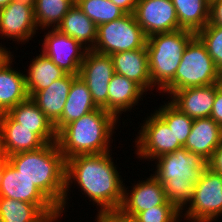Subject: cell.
<instances>
[{
    "instance_id": "6",
    "label": "cell",
    "mask_w": 222,
    "mask_h": 222,
    "mask_svg": "<svg viewBox=\"0 0 222 222\" xmlns=\"http://www.w3.org/2000/svg\"><path fill=\"white\" fill-rule=\"evenodd\" d=\"M222 73L215 66L206 46L195 36L186 46L174 79L159 93L169 96L184 88L207 86L219 83Z\"/></svg>"
},
{
    "instance_id": "40",
    "label": "cell",
    "mask_w": 222,
    "mask_h": 222,
    "mask_svg": "<svg viewBox=\"0 0 222 222\" xmlns=\"http://www.w3.org/2000/svg\"><path fill=\"white\" fill-rule=\"evenodd\" d=\"M22 3V6L35 7L36 0H13Z\"/></svg>"
},
{
    "instance_id": "19",
    "label": "cell",
    "mask_w": 222,
    "mask_h": 222,
    "mask_svg": "<svg viewBox=\"0 0 222 222\" xmlns=\"http://www.w3.org/2000/svg\"><path fill=\"white\" fill-rule=\"evenodd\" d=\"M6 113L22 127L31 129L46 144L57 141L54 125L30 97L12 107Z\"/></svg>"
},
{
    "instance_id": "33",
    "label": "cell",
    "mask_w": 222,
    "mask_h": 222,
    "mask_svg": "<svg viewBox=\"0 0 222 222\" xmlns=\"http://www.w3.org/2000/svg\"><path fill=\"white\" fill-rule=\"evenodd\" d=\"M180 218L175 206H156L140 212L131 222H180Z\"/></svg>"
},
{
    "instance_id": "43",
    "label": "cell",
    "mask_w": 222,
    "mask_h": 222,
    "mask_svg": "<svg viewBox=\"0 0 222 222\" xmlns=\"http://www.w3.org/2000/svg\"><path fill=\"white\" fill-rule=\"evenodd\" d=\"M13 0H0V9L3 7H6L8 4H10Z\"/></svg>"
},
{
    "instance_id": "21",
    "label": "cell",
    "mask_w": 222,
    "mask_h": 222,
    "mask_svg": "<svg viewBox=\"0 0 222 222\" xmlns=\"http://www.w3.org/2000/svg\"><path fill=\"white\" fill-rule=\"evenodd\" d=\"M146 92L135 81L115 73L108 86V112L118 120L123 112L132 110Z\"/></svg>"
},
{
    "instance_id": "36",
    "label": "cell",
    "mask_w": 222,
    "mask_h": 222,
    "mask_svg": "<svg viewBox=\"0 0 222 222\" xmlns=\"http://www.w3.org/2000/svg\"><path fill=\"white\" fill-rule=\"evenodd\" d=\"M207 164L213 171L222 174V140Z\"/></svg>"
},
{
    "instance_id": "29",
    "label": "cell",
    "mask_w": 222,
    "mask_h": 222,
    "mask_svg": "<svg viewBox=\"0 0 222 222\" xmlns=\"http://www.w3.org/2000/svg\"><path fill=\"white\" fill-rule=\"evenodd\" d=\"M74 4V0H36L34 18L38 29L57 28Z\"/></svg>"
},
{
    "instance_id": "13",
    "label": "cell",
    "mask_w": 222,
    "mask_h": 222,
    "mask_svg": "<svg viewBox=\"0 0 222 222\" xmlns=\"http://www.w3.org/2000/svg\"><path fill=\"white\" fill-rule=\"evenodd\" d=\"M45 34L42 53L66 74L79 76L80 67L88 49L56 28H51Z\"/></svg>"
},
{
    "instance_id": "9",
    "label": "cell",
    "mask_w": 222,
    "mask_h": 222,
    "mask_svg": "<svg viewBox=\"0 0 222 222\" xmlns=\"http://www.w3.org/2000/svg\"><path fill=\"white\" fill-rule=\"evenodd\" d=\"M0 197L37 205L53 222L61 217L59 209L25 176L7 161L0 172Z\"/></svg>"
},
{
    "instance_id": "34",
    "label": "cell",
    "mask_w": 222,
    "mask_h": 222,
    "mask_svg": "<svg viewBox=\"0 0 222 222\" xmlns=\"http://www.w3.org/2000/svg\"><path fill=\"white\" fill-rule=\"evenodd\" d=\"M209 23L222 26V0H210Z\"/></svg>"
},
{
    "instance_id": "18",
    "label": "cell",
    "mask_w": 222,
    "mask_h": 222,
    "mask_svg": "<svg viewBox=\"0 0 222 222\" xmlns=\"http://www.w3.org/2000/svg\"><path fill=\"white\" fill-rule=\"evenodd\" d=\"M115 73L139 84L147 94L152 89L146 46L141 49L118 52L110 55Z\"/></svg>"
},
{
    "instance_id": "11",
    "label": "cell",
    "mask_w": 222,
    "mask_h": 222,
    "mask_svg": "<svg viewBox=\"0 0 222 222\" xmlns=\"http://www.w3.org/2000/svg\"><path fill=\"white\" fill-rule=\"evenodd\" d=\"M125 187L122 204L115 214L119 219L131 222L140 212L156 206H174L166 200L163 184L152 174L146 180L134 184L130 191Z\"/></svg>"
},
{
    "instance_id": "25",
    "label": "cell",
    "mask_w": 222,
    "mask_h": 222,
    "mask_svg": "<svg viewBox=\"0 0 222 222\" xmlns=\"http://www.w3.org/2000/svg\"><path fill=\"white\" fill-rule=\"evenodd\" d=\"M60 32L67 34L92 50L97 40L98 26L75 3L57 26Z\"/></svg>"
},
{
    "instance_id": "15",
    "label": "cell",
    "mask_w": 222,
    "mask_h": 222,
    "mask_svg": "<svg viewBox=\"0 0 222 222\" xmlns=\"http://www.w3.org/2000/svg\"><path fill=\"white\" fill-rule=\"evenodd\" d=\"M36 30L40 29L35 22L33 7L22 6V3L12 1L0 9V36L2 39L11 38L9 40L25 44V41L28 42L35 36Z\"/></svg>"
},
{
    "instance_id": "41",
    "label": "cell",
    "mask_w": 222,
    "mask_h": 222,
    "mask_svg": "<svg viewBox=\"0 0 222 222\" xmlns=\"http://www.w3.org/2000/svg\"><path fill=\"white\" fill-rule=\"evenodd\" d=\"M6 162H7V155L3 151H0V172H1L3 165Z\"/></svg>"
},
{
    "instance_id": "35",
    "label": "cell",
    "mask_w": 222,
    "mask_h": 222,
    "mask_svg": "<svg viewBox=\"0 0 222 222\" xmlns=\"http://www.w3.org/2000/svg\"><path fill=\"white\" fill-rule=\"evenodd\" d=\"M210 117L222 126V85L216 90L215 100Z\"/></svg>"
},
{
    "instance_id": "17",
    "label": "cell",
    "mask_w": 222,
    "mask_h": 222,
    "mask_svg": "<svg viewBox=\"0 0 222 222\" xmlns=\"http://www.w3.org/2000/svg\"><path fill=\"white\" fill-rule=\"evenodd\" d=\"M222 140V126L211 117L194 119L184 148L198 154L207 162Z\"/></svg>"
},
{
    "instance_id": "4",
    "label": "cell",
    "mask_w": 222,
    "mask_h": 222,
    "mask_svg": "<svg viewBox=\"0 0 222 222\" xmlns=\"http://www.w3.org/2000/svg\"><path fill=\"white\" fill-rule=\"evenodd\" d=\"M152 174L163 184L166 200L183 214V209L193 198L195 184L200 180L207 161L182 147L155 159Z\"/></svg>"
},
{
    "instance_id": "2",
    "label": "cell",
    "mask_w": 222,
    "mask_h": 222,
    "mask_svg": "<svg viewBox=\"0 0 222 222\" xmlns=\"http://www.w3.org/2000/svg\"><path fill=\"white\" fill-rule=\"evenodd\" d=\"M7 161L29 179L58 209L65 195L66 160L57 142L7 156Z\"/></svg>"
},
{
    "instance_id": "26",
    "label": "cell",
    "mask_w": 222,
    "mask_h": 222,
    "mask_svg": "<svg viewBox=\"0 0 222 222\" xmlns=\"http://www.w3.org/2000/svg\"><path fill=\"white\" fill-rule=\"evenodd\" d=\"M28 68L24 75L26 90L30 98L66 74L42 52L32 59Z\"/></svg>"
},
{
    "instance_id": "16",
    "label": "cell",
    "mask_w": 222,
    "mask_h": 222,
    "mask_svg": "<svg viewBox=\"0 0 222 222\" xmlns=\"http://www.w3.org/2000/svg\"><path fill=\"white\" fill-rule=\"evenodd\" d=\"M221 82L207 86L184 88L173 92L170 102L192 119L210 117L216 90Z\"/></svg>"
},
{
    "instance_id": "20",
    "label": "cell",
    "mask_w": 222,
    "mask_h": 222,
    "mask_svg": "<svg viewBox=\"0 0 222 222\" xmlns=\"http://www.w3.org/2000/svg\"><path fill=\"white\" fill-rule=\"evenodd\" d=\"M13 57L0 58V113L7 112L29 97L24 73L11 67Z\"/></svg>"
},
{
    "instance_id": "42",
    "label": "cell",
    "mask_w": 222,
    "mask_h": 222,
    "mask_svg": "<svg viewBox=\"0 0 222 222\" xmlns=\"http://www.w3.org/2000/svg\"><path fill=\"white\" fill-rule=\"evenodd\" d=\"M0 151H2V113H0Z\"/></svg>"
},
{
    "instance_id": "1",
    "label": "cell",
    "mask_w": 222,
    "mask_h": 222,
    "mask_svg": "<svg viewBox=\"0 0 222 222\" xmlns=\"http://www.w3.org/2000/svg\"><path fill=\"white\" fill-rule=\"evenodd\" d=\"M111 155L110 152L78 155L66 160V189L62 207L59 209L62 217L73 182L79 185L85 197L90 198L89 201L92 200L100 208L97 216L117 213L123 200L124 180L121 179Z\"/></svg>"
},
{
    "instance_id": "28",
    "label": "cell",
    "mask_w": 222,
    "mask_h": 222,
    "mask_svg": "<svg viewBox=\"0 0 222 222\" xmlns=\"http://www.w3.org/2000/svg\"><path fill=\"white\" fill-rule=\"evenodd\" d=\"M2 222H53L37 205L0 197Z\"/></svg>"
},
{
    "instance_id": "39",
    "label": "cell",
    "mask_w": 222,
    "mask_h": 222,
    "mask_svg": "<svg viewBox=\"0 0 222 222\" xmlns=\"http://www.w3.org/2000/svg\"><path fill=\"white\" fill-rule=\"evenodd\" d=\"M0 43V58H5V57H9L12 56L13 54H11L12 52H10V50H8V48H6L5 46Z\"/></svg>"
},
{
    "instance_id": "23",
    "label": "cell",
    "mask_w": 222,
    "mask_h": 222,
    "mask_svg": "<svg viewBox=\"0 0 222 222\" xmlns=\"http://www.w3.org/2000/svg\"><path fill=\"white\" fill-rule=\"evenodd\" d=\"M45 144L31 129L22 127L6 112L2 113V151L7 156L19 152L33 151Z\"/></svg>"
},
{
    "instance_id": "12",
    "label": "cell",
    "mask_w": 222,
    "mask_h": 222,
    "mask_svg": "<svg viewBox=\"0 0 222 222\" xmlns=\"http://www.w3.org/2000/svg\"><path fill=\"white\" fill-rule=\"evenodd\" d=\"M115 74L110 55L87 50L79 77L87 84L98 108L108 111V86Z\"/></svg>"
},
{
    "instance_id": "31",
    "label": "cell",
    "mask_w": 222,
    "mask_h": 222,
    "mask_svg": "<svg viewBox=\"0 0 222 222\" xmlns=\"http://www.w3.org/2000/svg\"><path fill=\"white\" fill-rule=\"evenodd\" d=\"M75 3L97 26L126 14L110 0H76Z\"/></svg>"
},
{
    "instance_id": "24",
    "label": "cell",
    "mask_w": 222,
    "mask_h": 222,
    "mask_svg": "<svg viewBox=\"0 0 222 222\" xmlns=\"http://www.w3.org/2000/svg\"><path fill=\"white\" fill-rule=\"evenodd\" d=\"M87 84L77 76L70 86L67 101L60 119L54 124L58 133L64 126L97 109Z\"/></svg>"
},
{
    "instance_id": "14",
    "label": "cell",
    "mask_w": 222,
    "mask_h": 222,
    "mask_svg": "<svg viewBox=\"0 0 222 222\" xmlns=\"http://www.w3.org/2000/svg\"><path fill=\"white\" fill-rule=\"evenodd\" d=\"M133 14L147 37L182 29L172 0H138Z\"/></svg>"
},
{
    "instance_id": "5",
    "label": "cell",
    "mask_w": 222,
    "mask_h": 222,
    "mask_svg": "<svg viewBox=\"0 0 222 222\" xmlns=\"http://www.w3.org/2000/svg\"><path fill=\"white\" fill-rule=\"evenodd\" d=\"M196 33L179 29L147 37L149 72L152 88L160 92L174 79L183 52Z\"/></svg>"
},
{
    "instance_id": "7",
    "label": "cell",
    "mask_w": 222,
    "mask_h": 222,
    "mask_svg": "<svg viewBox=\"0 0 222 222\" xmlns=\"http://www.w3.org/2000/svg\"><path fill=\"white\" fill-rule=\"evenodd\" d=\"M147 36L138 25L134 14H125L117 20L100 24L93 51L112 55L118 52L141 49Z\"/></svg>"
},
{
    "instance_id": "38",
    "label": "cell",
    "mask_w": 222,
    "mask_h": 222,
    "mask_svg": "<svg viewBox=\"0 0 222 222\" xmlns=\"http://www.w3.org/2000/svg\"><path fill=\"white\" fill-rule=\"evenodd\" d=\"M96 222H127L119 219L116 215L96 216Z\"/></svg>"
},
{
    "instance_id": "37",
    "label": "cell",
    "mask_w": 222,
    "mask_h": 222,
    "mask_svg": "<svg viewBox=\"0 0 222 222\" xmlns=\"http://www.w3.org/2000/svg\"><path fill=\"white\" fill-rule=\"evenodd\" d=\"M126 14H133L138 0H110Z\"/></svg>"
},
{
    "instance_id": "27",
    "label": "cell",
    "mask_w": 222,
    "mask_h": 222,
    "mask_svg": "<svg viewBox=\"0 0 222 222\" xmlns=\"http://www.w3.org/2000/svg\"><path fill=\"white\" fill-rule=\"evenodd\" d=\"M179 26L197 33L209 23L210 0H172Z\"/></svg>"
},
{
    "instance_id": "32",
    "label": "cell",
    "mask_w": 222,
    "mask_h": 222,
    "mask_svg": "<svg viewBox=\"0 0 222 222\" xmlns=\"http://www.w3.org/2000/svg\"><path fill=\"white\" fill-rule=\"evenodd\" d=\"M196 36L206 46L215 66L222 73V26L208 23L196 33Z\"/></svg>"
},
{
    "instance_id": "30",
    "label": "cell",
    "mask_w": 222,
    "mask_h": 222,
    "mask_svg": "<svg viewBox=\"0 0 222 222\" xmlns=\"http://www.w3.org/2000/svg\"><path fill=\"white\" fill-rule=\"evenodd\" d=\"M154 112L168 125L175 138L184 147L194 119L180 111L170 101L159 106L158 110L156 109Z\"/></svg>"
},
{
    "instance_id": "22",
    "label": "cell",
    "mask_w": 222,
    "mask_h": 222,
    "mask_svg": "<svg viewBox=\"0 0 222 222\" xmlns=\"http://www.w3.org/2000/svg\"><path fill=\"white\" fill-rule=\"evenodd\" d=\"M77 75L65 74L44 90L36 92L31 99L54 125L61 117L70 86Z\"/></svg>"
},
{
    "instance_id": "10",
    "label": "cell",
    "mask_w": 222,
    "mask_h": 222,
    "mask_svg": "<svg viewBox=\"0 0 222 222\" xmlns=\"http://www.w3.org/2000/svg\"><path fill=\"white\" fill-rule=\"evenodd\" d=\"M137 133L135 153L140 159L153 161L164 154L172 153L183 147L175 138L173 131L155 112L145 118Z\"/></svg>"
},
{
    "instance_id": "8",
    "label": "cell",
    "mask_w": 222,
    "mask_h": 222,
    "mask_svg": "<svg viewBox=\"0 0 222 222\" xmlns=\"http://www.w3.org/2000/svg\"><path fill=\"white\" fill-rule=\"evenodd\" d=\"M181 217L189 222H216L222 216V174L208 166L195 184L193 198ZM188 207V208H187Z\"/></svg>"
},
{
    "instance_id": "3",
    "label": "cell",
    "mask_w": 222,
    "mask_h": 222,
    "mask_svg": "<svg viewBox=\"0 0 222 222\" xmlns=\"http://www.w3.org/2000/svg\"><path fill=\"white\" fill-rule=\"evenodd\" d=\"M112 113L97 108L64 126L57 133V144L65 160L78 155L110 152V141L117 123Z\"/></svg>"
}]
</instances>
